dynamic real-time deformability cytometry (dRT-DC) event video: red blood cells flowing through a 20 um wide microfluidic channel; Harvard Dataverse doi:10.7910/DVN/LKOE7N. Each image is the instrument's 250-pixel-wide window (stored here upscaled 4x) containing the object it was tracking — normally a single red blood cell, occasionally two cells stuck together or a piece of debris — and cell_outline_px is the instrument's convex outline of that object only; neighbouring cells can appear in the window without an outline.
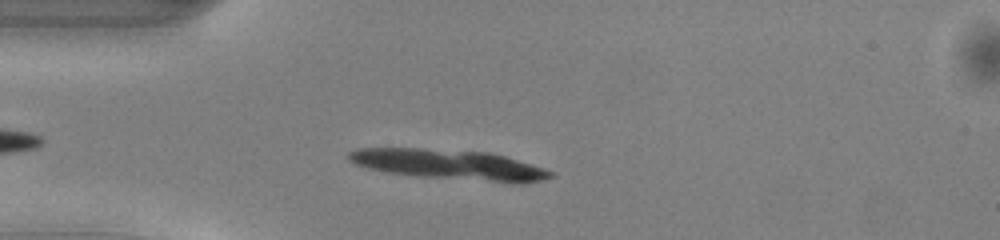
{"species": "common noctule bat (a hibernating species)", "species_latin": "Nyctalus noctula", "temperature_condition": "warm", "stored_images_in_passage": 44, "segment_of_instrument_passage": [1, 2], "camera_frame_rate_fps": 3000, "um_per_image_px": 0.085, "animal": {"sex": "male", "body_mass_g": 13.0, "forearm_length_mm": 53.1}, "frame": {"image": 1, "passage_image": 7, "time_ms": 2.0, "image_size_px": [1000, 240], "cell_outline_px": [[552, 176], [540, 180], [520, 184], [516, 184], [388, 172], [368, 168], [356, 164], [348, 160], [348, 152], [356, 148], [424, 148], [488, 152], [504, 156], [544, 168], [552, 172]], "centroid_in_image_um": [38.18, 13.97], "position_along_channel_um": 46.8, "area_um2": 34.8}}